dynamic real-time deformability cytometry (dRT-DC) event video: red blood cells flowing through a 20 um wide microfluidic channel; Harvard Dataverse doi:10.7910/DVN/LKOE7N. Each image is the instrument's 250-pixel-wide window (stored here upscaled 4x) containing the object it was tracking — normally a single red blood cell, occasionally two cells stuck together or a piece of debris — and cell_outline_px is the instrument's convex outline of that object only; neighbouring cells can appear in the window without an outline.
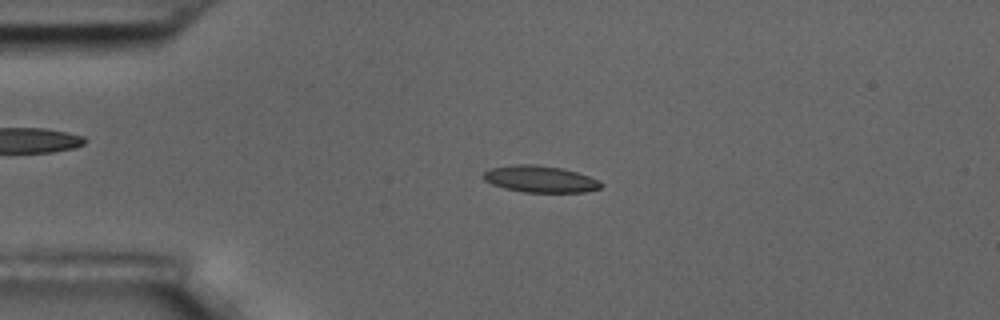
{"species": "common noctule bat (a hibernating species)", "species_latin": "Nyctalus noctula", "temperature_condition": "room temperature", "stored_images_in_passage": 56, "camera_frame_rate_fps": 3000, "um_per_image_px": 0.085, "animal": {"sex": "male", "body_mass_g": 17.5, "forearm_length_mm": 52.3}, "frame": {"image": 1, "passage_image": 13, "time_ms": 4.0, "image_size_px": [1000, 320], "cell_outline_px": [[604, 184], [600, 188], [584, 192], [524, 192], [504, 188], [492, 184], [484, 180], [480, 176], [484, 172], [492, 168], [512, 164], [532, 164], [564, 168], [600, 180]], "centroid_in_image_um": [45.9, 15.21], "position_along_channel_um": 39.1, "area_um2": 18.38}}
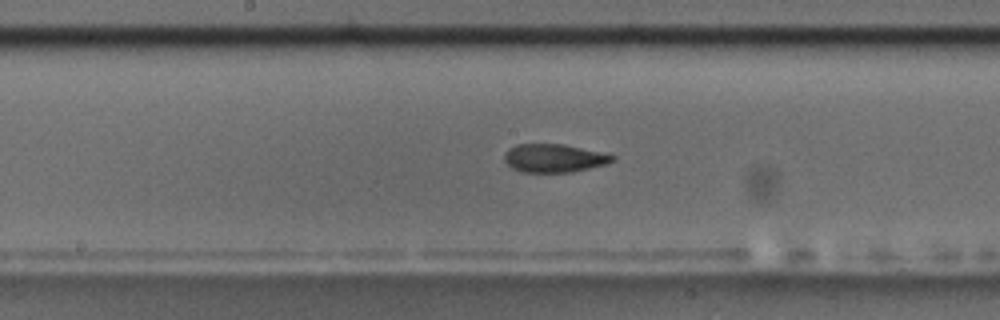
{"frame": {"image": 2, "passage_image": 29, "time_ms": 9.333, "image_size_px": [1000, 320], "cell_outline_px": [[616, 156], [612, 160], [604, 164], [572, 172], [520, 172], [512, 168], [504, 160], [504, 152], [508, 148], [516, 144], [564, 144]], "centroid_in_image_um": [47.01, 13.44], "position_along_channel_um": 201.2, "area_um2": 17.63}}
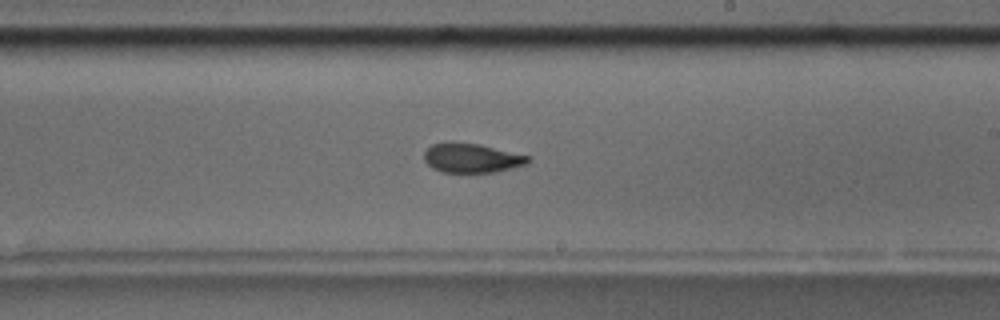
{"frame": {"image": 3, "passage_image": 33, "time_ms": 10.667, "image_size_px": [1000, 320], "cell_outline_px": [[532, 160], [528, 164], [496, 172], [440, 172], [432, 168], [424, 160], [424, 152], [432, 144], [452, 140], [480, 144], [532, 156]], "centroid_in_image_um": [40.12, 13.41], "position_along_channel_um": 248.9, "area_um2": 18.26}, "authors_computed_cell_mechanics": {"area_um2": 18.0914, "velocity_mm_per_s": 3.6016, "shape_relaxation_time_tau1_ms": 4.6563, "shape_relaxation_time_tau2_ms": 1.6304, "deformation_change_tau1": 0.1495, "deformation_change_tau2": 0.0632}}